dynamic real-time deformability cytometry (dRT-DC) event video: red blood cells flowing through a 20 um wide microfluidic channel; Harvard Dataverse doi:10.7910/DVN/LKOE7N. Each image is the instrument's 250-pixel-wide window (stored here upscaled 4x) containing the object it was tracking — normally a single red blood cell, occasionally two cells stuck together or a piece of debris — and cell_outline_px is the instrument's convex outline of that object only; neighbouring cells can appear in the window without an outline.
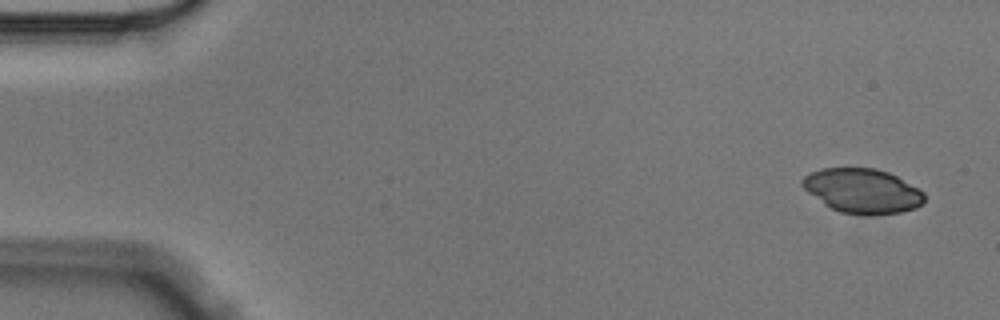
{"species": "Egyptian fruit bat (a non-hibernating species)", "species_latin": "Rousettus aegyptiacus", "temperature_condition": "cold", "stored_images_in_passage": 4, "camera_frame_rate_fps": 3000, "um_per_image_px": 0.085, "animal": {"sex": "male"}, "frame": {"image": 1, "passage_image": 1, "time_ms": 0.0, "image_size_px": [1000, 320], "cell_outline_px": [[924, 200], [916, 208], [900, 212], [872, 216], [864, 216], [840, 212], [824, 204], [808, 192], [800, 184], [800, 180], [808, 172], [820, 168], [876, 168], [888, 172], [896, 176], [924, 192]], "centroid_in_image_um": [73.27, 16.23], "position_along_channel_um": 11.7, "area_um2": 31.85}}